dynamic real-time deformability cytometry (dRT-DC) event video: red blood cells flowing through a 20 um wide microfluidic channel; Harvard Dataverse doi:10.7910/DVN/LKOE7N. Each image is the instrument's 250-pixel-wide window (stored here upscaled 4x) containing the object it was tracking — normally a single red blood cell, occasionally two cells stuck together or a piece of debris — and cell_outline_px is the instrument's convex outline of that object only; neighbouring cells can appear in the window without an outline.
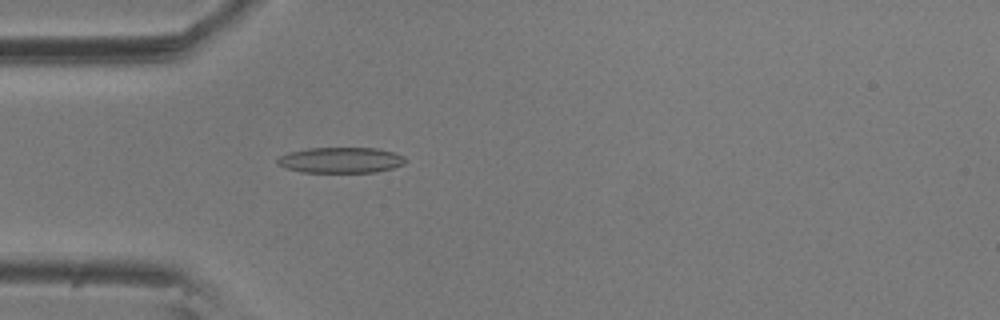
{"species": "common noctule bat (a hibernating species)", "species_latin": "Nyctalus noctula", "temperature_condition": "room temperature", "stored_images_in_passage": 4, "camera_frame_rate_fps": 3000, "um_per_image_px": 0.085, "animal": {"sex": "male", "body_mass_g": 20.5, "forearm_length_mm": 52.5}, "frame": {"image": 1, "passage_image": 4, "time_ms": 1.0, "image_size_px": [1000, 320], "cell_outline_px": [[408, 160], [404, 164], [392, 168], [376, 172], [300, 172], [284, 168], [276, 164], [276, 160], [280, 156], [288, 152], [308, 148], [376, 148], [392, 152], [404, 156]], "centroid_in_image_um": [28.94, 13.61], "position_along_channel_um": 56.1, "area_um2": 19.31}}